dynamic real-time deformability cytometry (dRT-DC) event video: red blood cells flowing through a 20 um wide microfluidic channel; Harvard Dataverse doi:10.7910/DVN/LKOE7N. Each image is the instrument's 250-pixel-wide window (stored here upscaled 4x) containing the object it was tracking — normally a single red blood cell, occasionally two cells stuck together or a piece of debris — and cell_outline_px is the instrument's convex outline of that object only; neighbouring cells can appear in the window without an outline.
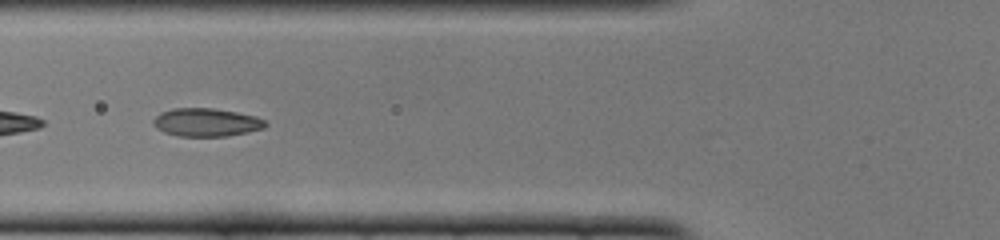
{"species": "common noctule bat (a hibernating species)", "species_latin": "Nyctalus noctula", "temperature_condition": "cold", "stored_images_in_passage": 11, "camera_frame_rate_fps": 3000, "um_per_image_px": 0.085, "animal": {"sex": "female", "body_mass_g": 22.0, "forearm_length_mm": 56.7}, "frame": {"image": 1, "passage_image": 6, "time_ms": 1.667, "image_size_px": [1000, 240], "cell_outline_px": [[268, 124], [264, 128], [248, 132], [228, 136], [176, 136], [164, 132], [156, 128], [152, 124], [152, 120], [160, 112], [172, 108], [212, 108], [236, 112], [256, 116], [264, 120]], "centroid_in_image_um": [17.51, 10.4], "position_along_channel_um": 108.3, "area_um2": 18.55}}
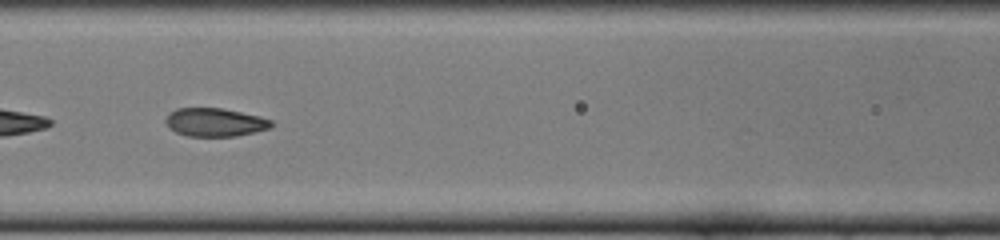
{"frame": {"image": 2, "passage_image": 9, "time_ms": 2.667, "image_size_px": [1000, 240], "cell_outline_px": [[272, 128], [256, 132], [236, 136], [188, 136], [176, 132], [168, 128], [164, 120], [176, 108], [220, 108], [260, 116], [272, 120]], "centroid_in_image_um": [18.29, 10.4], "position_along_channel_um": 148.3, "area_um2": 17.46}}